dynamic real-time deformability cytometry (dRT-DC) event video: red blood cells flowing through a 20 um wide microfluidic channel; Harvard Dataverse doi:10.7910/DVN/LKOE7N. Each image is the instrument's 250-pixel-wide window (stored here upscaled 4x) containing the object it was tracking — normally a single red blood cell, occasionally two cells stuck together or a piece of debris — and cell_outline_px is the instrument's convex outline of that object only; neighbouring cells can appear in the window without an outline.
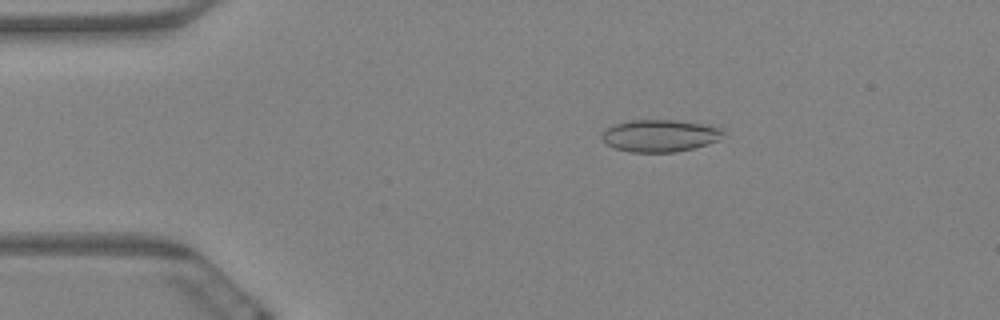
{"species": "Egyptian fruit bat (a non-hibernating species)", "species_latin": "Rousettus aegyptiacus", "temperature_condition": "warm", "stored_images_in_passage": 5, "camera_frame_rate_fps": 3000, "um_per_image_px": 0.085, "animal": {"sex": "female"}, "frame": {"image": 1, "passage_image": 3, "time_ms": 0.667, "image_size_px": [1000, 320], "cell_outline_px": [[724, 132], [720, 140], [708, 144], [676, 152], [632, 152], [616, 148], [608, 144], [600, 136], [608, 128], [616, 124], [632, 120], [672, 120], [704, 124], [724, 128]], "centroid_in_image_um": [56.15, 11.53], "position_along_channel_um": 28.8, "area_um2": 22.54}}